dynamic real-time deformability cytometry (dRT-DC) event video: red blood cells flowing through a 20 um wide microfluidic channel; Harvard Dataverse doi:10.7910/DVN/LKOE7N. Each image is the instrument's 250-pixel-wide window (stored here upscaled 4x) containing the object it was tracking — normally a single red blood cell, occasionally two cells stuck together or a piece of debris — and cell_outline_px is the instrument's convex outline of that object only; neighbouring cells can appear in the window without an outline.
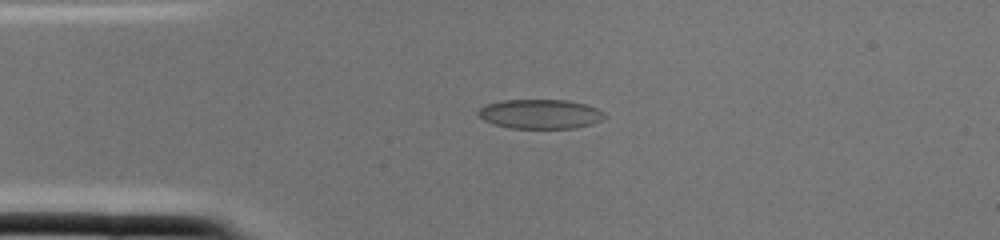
{"species": "common noctule bat (a hibernating species)", "species_latin": "Nyctalus noctula", "temperature_condition": "cold", "stored_images_in_passage": 1, "camera_frame_rate_fps": 3000, "um_per_image_px": 0.085, "animal": {"sex": "female", "body_mass_g": 22.0, "forearm_length_mm": 56.7}, "frame": {"image": 1, "passage_image": 1, "time_ms": 0.0, "image_size_px": [1000, 240], "cell_outline_px": [[608, 116], [600, 120], [576, 128], [512, 128], [492, 124], [476, 116], [476, 112], [480, 108], [488, 104], [504, 100], [568, 100], [584, 104], [596, 108], [604, 112]], "centroid_in_image_um": [45.89, 9.69], "position_along_channel_um": 39.1, "area_um2": 21.62}}